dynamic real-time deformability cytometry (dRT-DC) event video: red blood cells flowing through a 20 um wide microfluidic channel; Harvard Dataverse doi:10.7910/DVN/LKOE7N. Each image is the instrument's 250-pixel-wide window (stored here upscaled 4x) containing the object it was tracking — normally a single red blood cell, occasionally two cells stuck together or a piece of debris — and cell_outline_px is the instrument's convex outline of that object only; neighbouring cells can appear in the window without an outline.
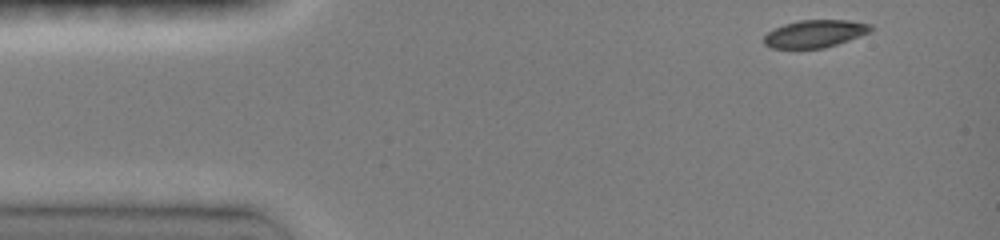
{"species": "common noctule bat (a hibernating species)", "species_latin": "Nyctalus noctula", "temperature_condition": "room temperature", "stored_images_in_passage": 28, "camera_frame_rate_fps": 3000, "um_per_image_px": 0.085, "animal": {"sex": "female", "body_mass_g": 19.0, "forearm_length_mm": 51.5}, "frame": {"image": 1, "passage_image": 1, "time_ms": 0.0, "image_size_px": [1000, 240], "cell_outline_px": [[872, 32], [824, 48], [772, 48], [764, 44], [764, 36], [768, 32], [784, 24], [800, 20], [848, 20], [872, 24]], "centroid_in_image_um": [69.29, 2.86], "position_along_channel_um": 15.7, "area_um2": 17.05}}
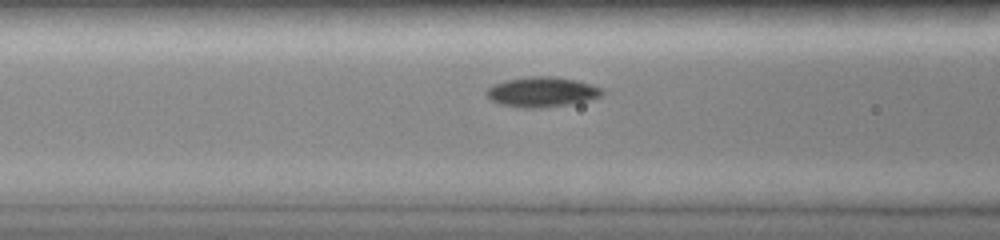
{"frame": {"image": 2, "passage_image": 10, "time_ms": 4.667, "image_size_px": [1000, 240], "cell_outline_px": [[604, 92], [600, 96], [588, 100], [568, 104], [540, 108], [524, 108], [500, 104], [492, 100], [484, 92], [492, 84], [504, 80], [528, 76], [552, 76], [576, 80], [592, 84], [604, 88]], "centroid_in_image_um": [46.05, 7.8], "position_along_channel_um": 120.5, "area_um2": 20.35}}
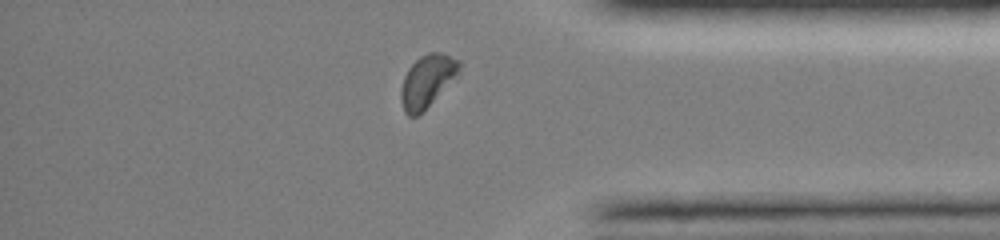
{"frame": {"image": 3, "passage_image": 26, "time_ms": 11.667, "image_size_px": [1000, 240], "cell_outline_px": [[464, 64], [460, 76], [416, 116], [408, 116], [404, 112], [400, 100], [400, 88], [404, 76], [408, 68], [420, 56], [428, 52], [444, 52], [460, 60]], "centroid_in_image_um": [36.37, 6.84], "position_along_channel_um": 398.8, "area_um2": 18.38}, "authors_computed_cell_mechanics": {"area_um2": 18.8717, "velocity_mm_per_s": 4.0572, "shape_relaxation_time_tau1_ms": 3.4521, "shape_relaxation_time_tau2_ms": null, "deformation_change_tau1": 0.1297, "deformation_change_tau2": null}}